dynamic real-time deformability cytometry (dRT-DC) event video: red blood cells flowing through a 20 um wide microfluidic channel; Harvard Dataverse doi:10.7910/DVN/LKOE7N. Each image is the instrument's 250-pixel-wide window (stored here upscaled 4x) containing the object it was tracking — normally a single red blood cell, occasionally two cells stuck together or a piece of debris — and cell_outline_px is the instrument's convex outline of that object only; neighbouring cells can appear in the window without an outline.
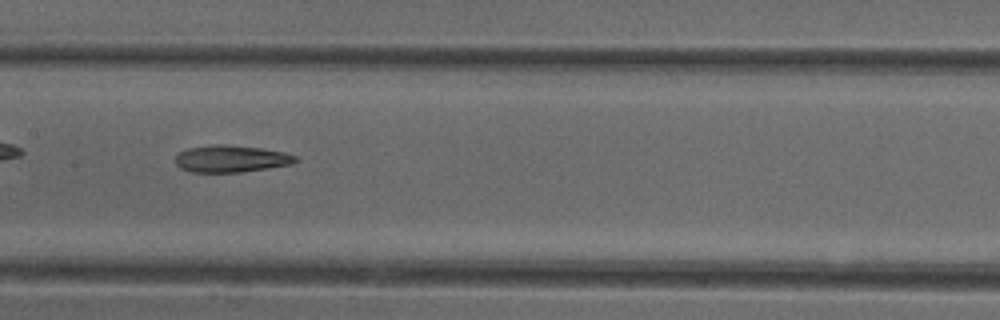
{"species": "common noctule bat (a hibernating species)", "species_latin": "Nyctalus noctula", "temperature_condition": "cold", "stored_images_in_passage": 37, "camera_frame_rate_fps": 3000, "um_per_image_px": 0.085, "animal": {"sex": "female"}, "frame": {"image": 1, "passage_image": 11, "time_ms": 3.333, "image_size_px": [1000, 320], "cell_outline_px": [[300, 160], [292, 164], [268, 168], [240, 172], [192, 172], [180, 168], [176, 164], [176, 156], [180, 152], [188, 148], [216, 144], [260, 148], [284, 152], [296, 156]], "centroid_in_image_um": [19.66, 13.5], "position_along_channel_um": 187.7, "area_um2": 18.73}, "authors_computed_cell_mechanics": {"area_um2": 19.1318, "velocity_mm_per_s": 3.9487, "shape_relaxation_time_tau1_ms": 11.2226, "shape_relaxation_time_tau2_ms": 8.7187, "deformation_change_tau1": 0.243, "deformation_change_tau2": 0.2272}}